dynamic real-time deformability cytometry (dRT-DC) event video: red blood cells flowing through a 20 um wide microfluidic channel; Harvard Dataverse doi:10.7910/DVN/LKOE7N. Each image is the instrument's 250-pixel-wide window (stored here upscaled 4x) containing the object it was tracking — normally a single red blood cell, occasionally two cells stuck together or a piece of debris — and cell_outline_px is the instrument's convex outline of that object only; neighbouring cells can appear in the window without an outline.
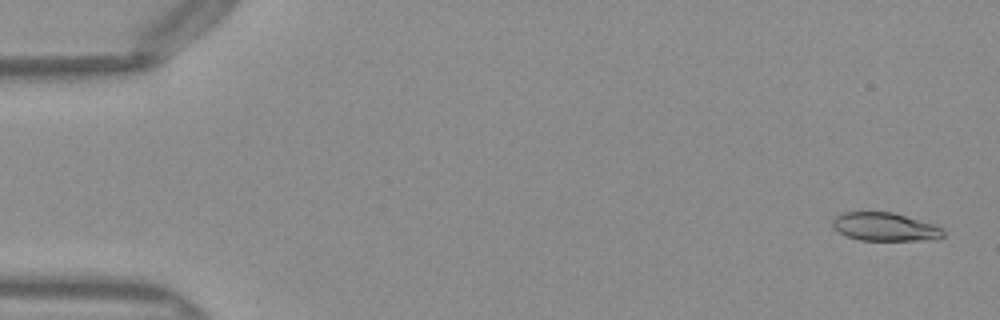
{"species": "Egyptian fruit bat (a non-hibernating species)", "species_latin": "Rousettus aegyptiacus", "temperature_condition": "warm", "stored_images_in_passage": 51, "camera_frame_rate_fps": 3000, "um_per_image_px": 0.085, "frame": {"image": 1, "passage_image": 2, "time_ms": 0.333, "image_size_px": [1000, 320], "cell_outline_px": [[944, 236], [936, 240], [860, 240], [848, 236], [832, 228], [832, 220], [836, 216], [844, 212], [892, 212], [932, 224], [944, 228]], "centroid_in_image_um": [75.23, 19.29], "position_along_channel_um": 9.8, "area_um2": 18.21}}
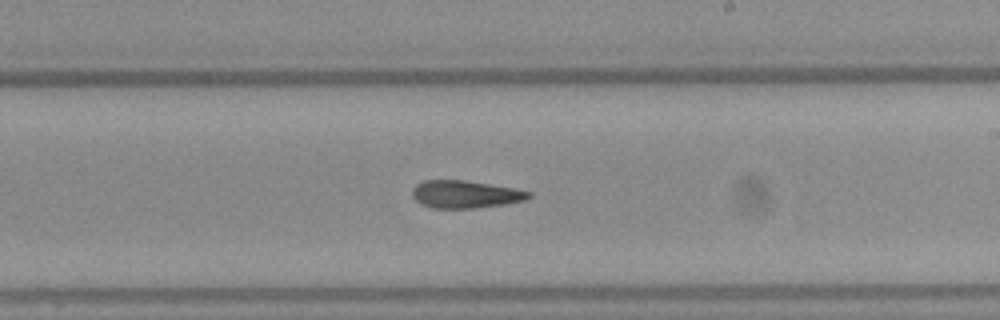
{"frame": {"image": 2, "passage_image": 30, "time_ms": 9.667, "image_size_px": [1000, 320], "cell_outline_px": [[532, 196], [524, 200], [504, 204], [476, 208], [432, 208], [420, 204], [412, 196], [412, 188], [416, 184], [424, 180], [464, 180], [516, 188], [532, 192]], "centroid_in_image_um": [39.54, 16.51], "position_along_channel_um": 249.5, "area_um2": 18.84}}
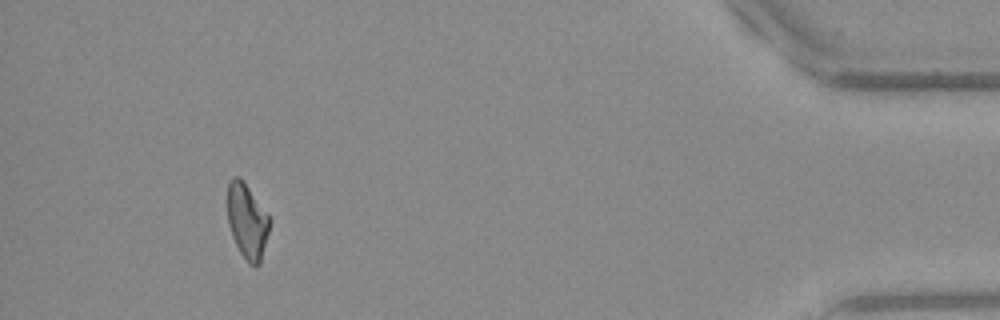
{"frame": {"image": 3, "passage_image": 47, "time_ms": 15.333, "image_size_px": [1000, 320], "cell_outline_px": [[272, 220], [260, 264], [256, 268], [248, 264], [240, 252], [232, 236], [228, 224], [228, 180], [232, 176], [240, 176], [244, 180]], "centroid_in_image_um": [21.02, 18.79], "position_along_channel_um": 414.2, "area_um2": 18.79}, "authors_computed_cell_mechanics": {"area_um2": 19.1318, "velocity_mm_per_s": 4.0416, "shape_relaxation_time_tau1_ms": null, "shape_relaxation_time_tau2_ms": 5.8813, "deformation_change_tau1": null, "deformation_change_tau2": 0.163}}